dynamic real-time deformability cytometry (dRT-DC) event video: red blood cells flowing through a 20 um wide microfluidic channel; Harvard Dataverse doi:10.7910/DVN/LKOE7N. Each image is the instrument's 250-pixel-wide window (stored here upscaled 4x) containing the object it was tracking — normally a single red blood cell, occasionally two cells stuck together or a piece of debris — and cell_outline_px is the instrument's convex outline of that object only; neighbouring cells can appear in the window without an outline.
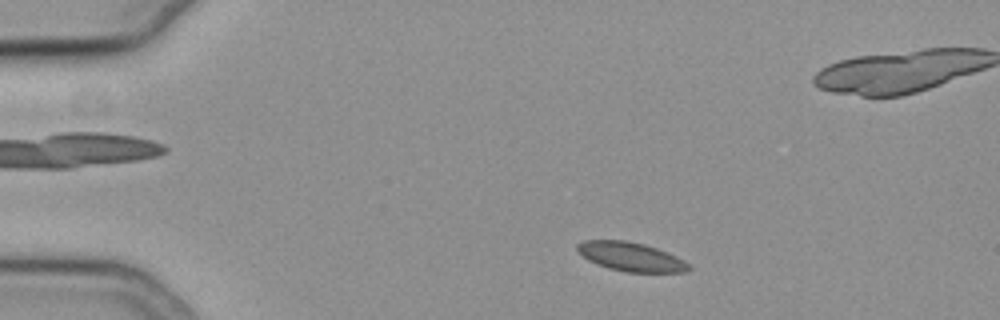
{"species": "common noctule bat (a hibernating species)", "species_latin": "Nyctalus noctula", "temperature_condition": "cold", "stored_images_in_passage": 48, "camera_frame_rate_fps": 3000, "um_per_image_px": 0.085, "animal": {"sex": "female", "body_mass_g": 19.3, "forearm_length_mm": 54.1}, "frame": {"image": 1, "passage_image": 2, "time_ms": 0.333, "image_size_px": [1000, 320], "cell_outline_px": [[692, 268], [688, 272], [624, 272], [608, 268], [596, 264], [588, 260], [576, 252], [576, 244], [584, 240], [624, 240], [644, 244], [656, 248], [676, 256], [684, 260]], "centroid_in_image_um": [53.58, 21.82], "position_along_channel_um": 31.4, "area_um2": 18.96}}
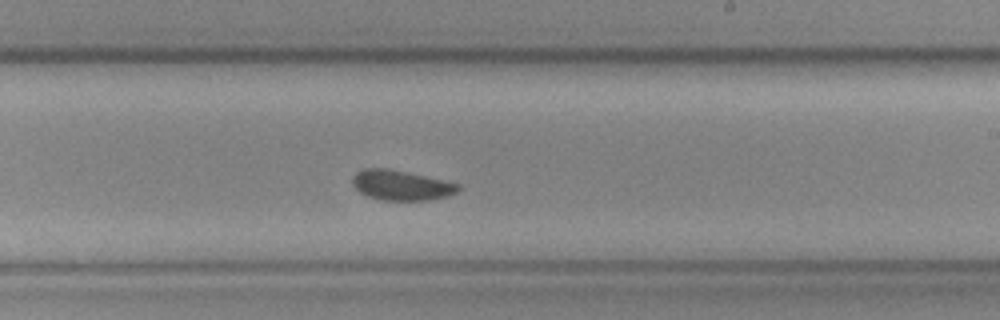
{"frame": {"image": 2, "passage_image": 25, "time_ms": 8.0, "image_size_px": [1000, 320], "cell_outline_px": [[460, 188], [456, 192], [432, 200], [380, 200], [368, 196], [360, 192], [352, 184], [352, 176], [356, 172], [364, 168], [388, 168], [460, 184]], "centroid_in_image_um": [34.05, 15.74], "position_along_channel_um": 254.9, "area_um2": 18.32}}
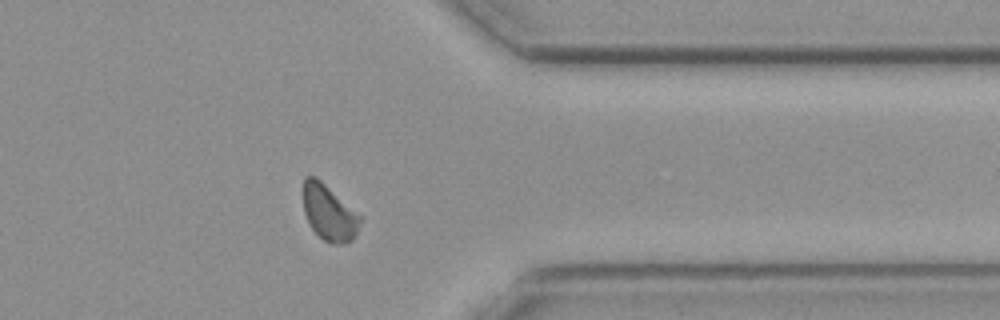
{"frame": {"image": 3, "passage_image": 36, "time_ms": 11.667, "image_size_px": [1000, 320], "cell_outline_px": [[360, 224], [356, 236], [352, 240], [340, 244], [332, 244], [324, 240], [308, 224], [304, 212], [300, 192], [304, 176], [316, 176], [360, 216]], "centroid_in_image_um": [27.89, 18.05], "position_along_channel_um": 383.5, "area_um2": 18.67}}